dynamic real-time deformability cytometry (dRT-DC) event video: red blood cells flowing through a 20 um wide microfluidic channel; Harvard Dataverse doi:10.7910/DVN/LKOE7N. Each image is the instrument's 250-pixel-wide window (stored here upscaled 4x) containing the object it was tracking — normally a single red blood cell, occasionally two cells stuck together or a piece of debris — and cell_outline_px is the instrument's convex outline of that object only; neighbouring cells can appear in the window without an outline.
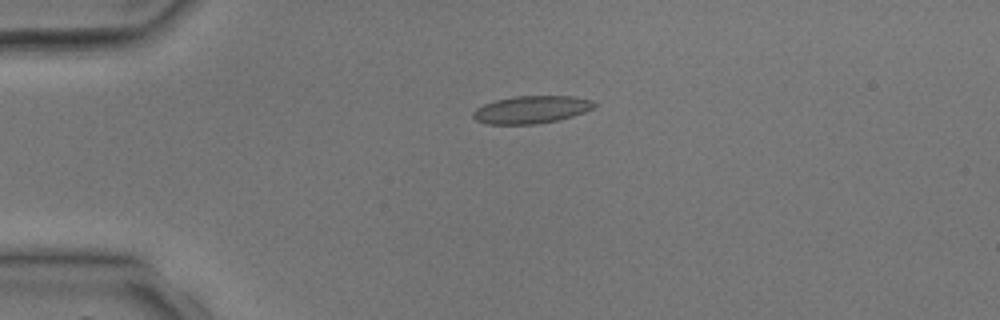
{"species": "common noctule bat (a hibernating species)", "species_latin": "Nyctalus noctula", "temperature_condition": "room temperature", "stored_images_in_passage": 4, "camera_frame_rate_fps": 3000, "um_per_image_px": 0.085, "animal": {"sex": "male", "body_mass_g": 17.9, "forearm_length_mm": 54.2}, "frame": {"image": 1, "passage_image": 3, "time_ms": 2.667, "image_size_px": [1000, 320], "cell_outline_px": [[596, 104], [592, 108], [584, 112], [560, 120], [536, 124], [488, 124], [476, 120], [472, 116], [472, 112], [476, 108], [484, 104], [496, 100], [516, 96], [572, 96], [592, 100]], "centroid_in_image_um": [45.15, 9.32], "position_along_channel_um": 39.8, "area_um2": 19.42}}
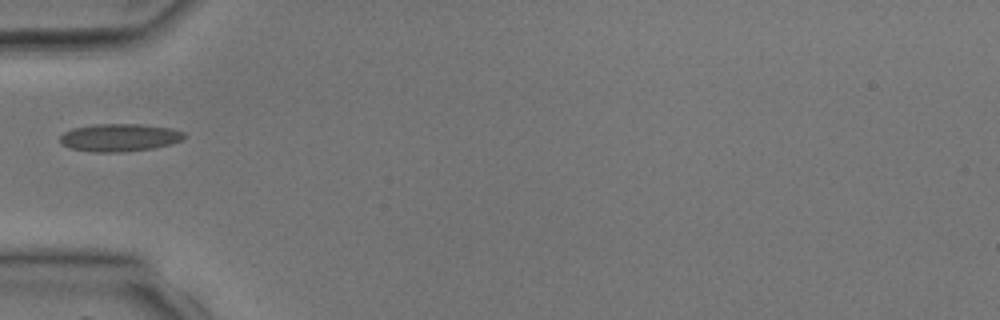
{"frame": {"image": 2, "passage_image": 4, "time_ms": 4.0, "image_size_px": [1000, 320], "cell_outline_px": [[184, 136], [180, 140], [168, 144], [152, 148], [120, 152], [92, 152], [68, 148], [60, 144], [60, 136], [64, 132], [72, 128], [96, 124], [140, 124], [172, 128], [184, 132]], "centroid_in_image_um": [10.09, 11.69], "position_along_channel_um": 74.9, "area_um2": 20.0}}